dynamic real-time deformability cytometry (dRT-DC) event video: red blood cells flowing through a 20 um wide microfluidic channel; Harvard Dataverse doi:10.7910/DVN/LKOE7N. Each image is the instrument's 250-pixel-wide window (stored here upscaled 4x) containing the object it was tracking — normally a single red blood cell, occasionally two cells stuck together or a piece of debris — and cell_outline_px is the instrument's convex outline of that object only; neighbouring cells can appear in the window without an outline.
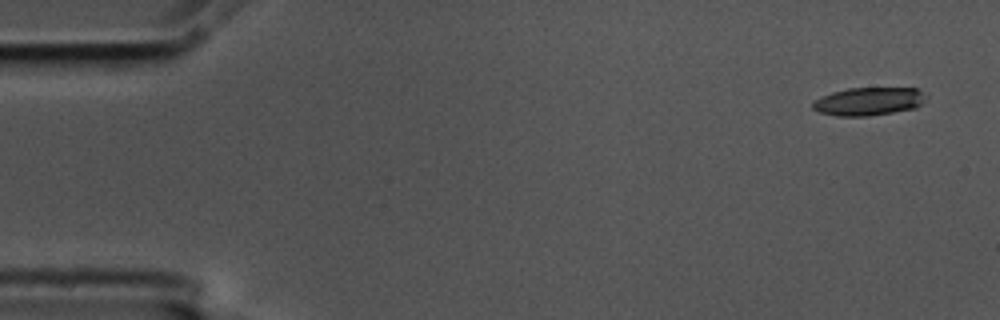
{"species": "common noctule bat (a hibernating species)", "species_latin": "Nyctalus noctula", "temperature_condition": "cold", "stored_images_in_passage": 5, "camera_frame_rate_fps": 3000, "um_per_image_px": 0.085, "animal": {"sex": "male", "body_mass_g": 17.5, "forearm_length_mm": 52.3}, "frame": {"image": 1, "passage_image": 1, "time_ms": 0.0, "image_size_px": [1000, 320], "cell_outline_px": [[928, 96], [916, 108], [868, 116], [836, 116], [820, 112], [812, 108], [812, 104], [820, 96], [832, 92], [848, 88], [920, 88]], "centroid_in_image_um": [73.85, 8.61], "position_along_channel_um": 11.1, "area_um2": 18.61}}